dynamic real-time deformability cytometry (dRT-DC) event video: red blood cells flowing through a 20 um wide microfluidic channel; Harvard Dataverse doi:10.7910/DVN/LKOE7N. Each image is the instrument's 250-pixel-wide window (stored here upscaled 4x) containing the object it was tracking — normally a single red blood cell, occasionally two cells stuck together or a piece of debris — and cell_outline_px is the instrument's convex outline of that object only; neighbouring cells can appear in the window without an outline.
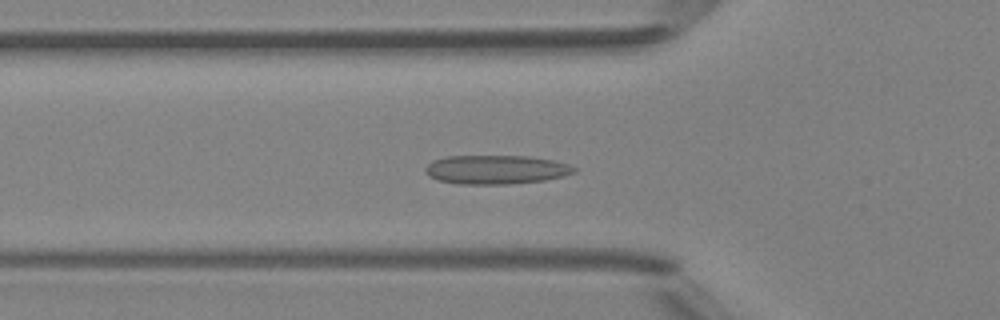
{"species": "Egyptian fruit bat (a non-hibernating species)", "species_latin": "Rousettus aegyptiacus", "temperature_condition": "room temperature", "stored_images_in_passage": 48, "camera_frame_rate_fps": 3000, "um_per_image_px": 0.085, "animal": {"sex": "female"}, "frame": {"image": 1, "passage_image": 16, "time_ms": 5.0, "image_size_px": [1000, 320], "cell_outline_px": [[576, 172], [564, 176], [544, 180], [508, 184], [456, 184], [440, 180], [428, 176], [424, 172], [424, 168], [432, 160], [448, 156], [528, 156], [552, 160], [568, 164], [576, 168]], "centroid_in_image_um": [42.14, 14.41], "position_along_channel_um": 83.7, "area_um2": 25.14}}
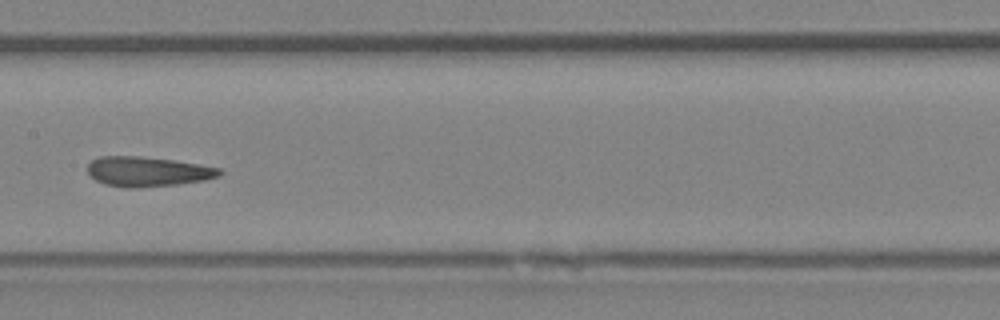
{"frame": {"image": 2, "passage_image": 24, "time_ms": 7.667, "image_size_px": [1000, 320], "cell_outline_px": [[224, 172], [220, 176], [204, 180], [176, 184], [140, 188], [128, 188], [104, 184], [96, 180], [88, 172], [88, 164], [92, 160], [100, 156], [140, 156], [172, 160], [200, 164], [220, 168]], "centroid_in_image_um": [12.56, 14.58], "position_along_channel_um": 194.8, "area_um2": 22.95}}
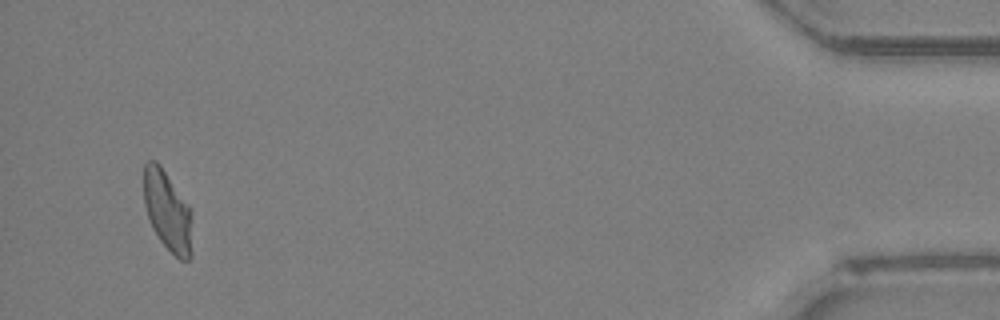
{"frame": {"image": 3, "passage_image": 46, "time_ms": 15.0, "image_size_px": [1000, 320], "cell_outline_px": [[192, 256], [188, 260], [180, 260], [160, 240], [152, 228], [144, 204], [144, 164], [148, 160], [156, 160], [160, 164], [188, 204], [192, 252]], "centroid_in_image_um": [14.21, 17.91], "position_along_channel_um": 421.0, "area_um2": 22.2}, "authors_computed_cell_mechanics": {"area_um2": 23.3801, "velocity_mm_per_s": 4.18, "shape_relaxation_time_tau1_ms": null, "shape_relaxation_time_tau2_ms": 1.9518, "deformation_change_tau1": null, "deformation_change_tau2": 0.0816}}